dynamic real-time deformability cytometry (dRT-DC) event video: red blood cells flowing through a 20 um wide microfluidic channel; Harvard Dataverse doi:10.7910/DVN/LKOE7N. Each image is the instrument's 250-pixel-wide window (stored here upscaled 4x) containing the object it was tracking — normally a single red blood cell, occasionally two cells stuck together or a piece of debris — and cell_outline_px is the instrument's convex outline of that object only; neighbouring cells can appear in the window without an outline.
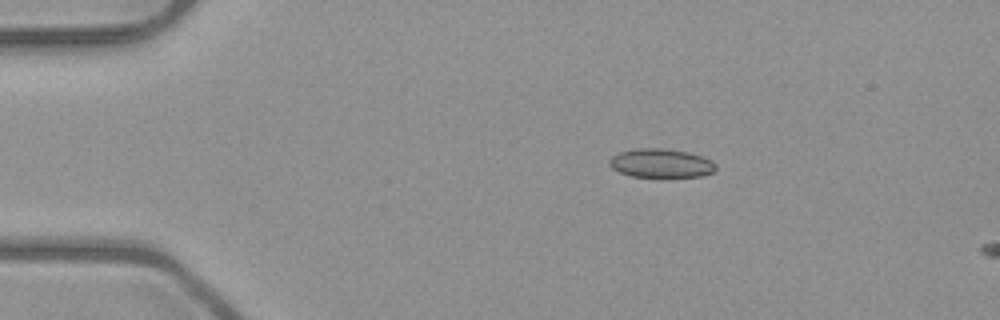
{"species": "common noctule bat (a hibernating species)", "species_latin": "Nyctalus noctula", "temperature_condition": "room temperature", "stored_images_in_passage": 3, "camera_frame_rate_fps": 3000, "um_per_image_px": 0.085, "animal": {"sex": "male", "body_mass_g": 23.1, "forearm_length_mm": 52.7}, "frame": {"image": 1, "passage_image": 2, "time_ms": 1.333, "image_size_px": [1000, 320], "cell_outline_px": [[716, 168], [712, 172], [700, 176], [632, 176], [620, 172], [612, 168], [608, 164], [608, 160], [612, 156], [620, 152], [636, 148], [660, 148], [688, 152], [712, 160], [716, 164]], "centroid_in_image_um": [56.16, 13.86], "position_along_channel_um": 28.8, "area_um2": 17.63}}